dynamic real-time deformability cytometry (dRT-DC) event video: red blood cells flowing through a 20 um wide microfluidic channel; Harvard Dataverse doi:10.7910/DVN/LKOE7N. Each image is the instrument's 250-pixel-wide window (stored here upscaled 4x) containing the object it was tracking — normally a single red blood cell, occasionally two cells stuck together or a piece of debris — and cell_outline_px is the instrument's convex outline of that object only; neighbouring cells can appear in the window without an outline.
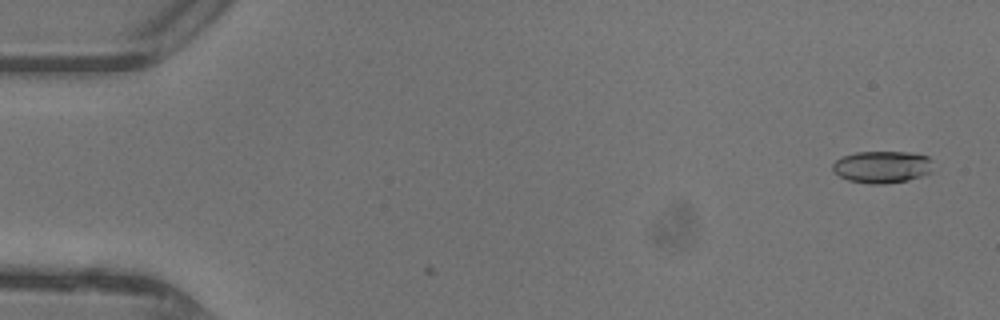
{"species": "common noctule bat (a hibernating species)", "species_latin": "Nyctalus noctula", "temperature_condition": "warm", "stored_images_in_passage": 2, "camera_frame_rate_fps": 3000, "um_per_image_px": 0.085, "animal": {"sex": "female"}, "frame": {"image": 1, "passage_image": 2, "time_ms": 0.333, "image_size_px": [1000, 320], "cell_outline_px": [[932, 172], [908, 180], [884, 184], [872, 184], [848, 180], [840, 176], [832, 168], [832, 164], [836, 160], [844, 156], [856, 152], [908, 152], [928, 156], [932, 160]], "centroid_in_image_um": [75.0, 14.18], "position_along_channel_um": 10.0, "area_um2": 18.73}}